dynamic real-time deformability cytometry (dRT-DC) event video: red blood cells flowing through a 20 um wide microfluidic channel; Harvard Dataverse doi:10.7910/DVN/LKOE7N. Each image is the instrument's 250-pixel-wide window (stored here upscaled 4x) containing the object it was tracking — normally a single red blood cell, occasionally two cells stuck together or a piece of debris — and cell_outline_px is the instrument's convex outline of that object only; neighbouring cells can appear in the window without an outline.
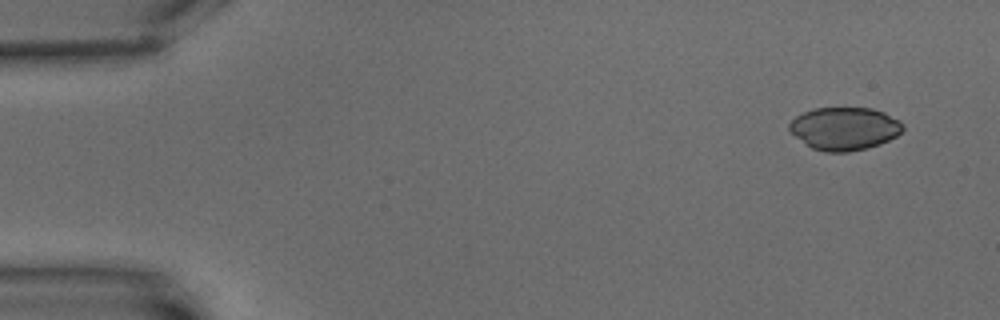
{"species": "common noctule bat (a hibernating species)", "species_latin": "Nyctalus noctula", "temperature_condition": "warm", "stored_images_in_passage": 5, "camera_frame_rate_fps": 3000, "um_per_image_px": 0.085, "animal": {"sex": "male", "body_mass_g": 15.6}, "frame": {"image": 1, "passage_image": 1, "time_ms": 0.0, "image_size_px": [1000, 320], "cell_outline_px": [[904, 128], [896, 136], [880, 144], [848, 152], [824, 152], [812, 148], [796, 136], [788, 128], [788, 124], [796, 116], [804, 112], [816, 108], [872, 108], [884, 112], [900, 120], [904, 124]], "centroid_in_image_um": [71.8, 10.92], "position_along_channel_um": 13.2, "area_um2": 28.21}}
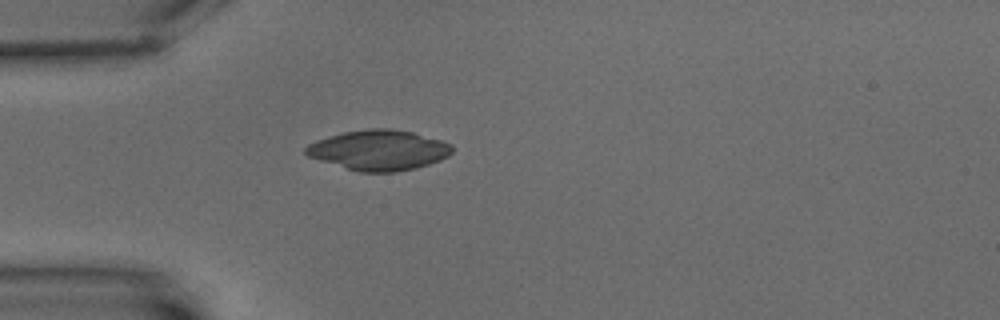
{"frame": {"image": 2, "passage_image": 5, "time_ms": 4.667, "image_size_px": [1000, 320], "cell_outline_px": [[452, 152], [448, 156], [440, 160], [416, 168], [396, 172], [360, 172], [320, 160], [308, 156], [304, 152], [304, 148], [308, 144], [316, 140], [328, 136], [344, 132], [368, 128], [392, 128], [412, 132], [440, 140], [452, 144]], "centroid_in_image_um": [32.2, 12.75], "position_along_channel_um": 52.8, "area_um2": 34.22}}